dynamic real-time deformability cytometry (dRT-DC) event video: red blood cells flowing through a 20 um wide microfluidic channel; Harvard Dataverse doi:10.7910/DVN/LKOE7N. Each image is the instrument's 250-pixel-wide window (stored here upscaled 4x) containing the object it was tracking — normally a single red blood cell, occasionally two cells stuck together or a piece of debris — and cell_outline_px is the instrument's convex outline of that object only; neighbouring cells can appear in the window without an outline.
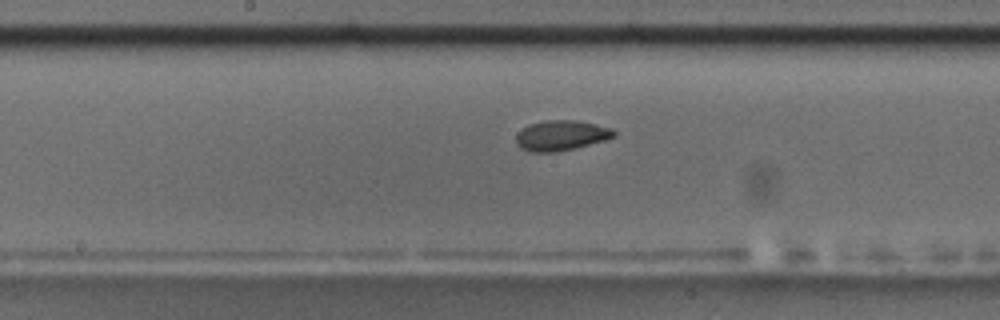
{"species": "common noctule bat (a hibernating species)", "species_latin": "Nyctalus noctula", "temperature_condition": "room temperature", "stored_images_in_passage": 37, "camera_frame_rate_fps": 3000, "um_per_image_px": 0.085, "animal": {"sex": "male", "body_mass_g": 17.5, "forearm_length_mm": 52.3}, "frame": {"image": 1, "passage_image": 16, "time_ms": 5.0, "image_size_px": [1000, 320], "cell_outline_px": [[616, 136], [604, 140], [576, 148], [556, 152], [532, 152], [520, 148], [516, 144], [516, 132], [528, 124], [544, 120], [572, 120], [596, 124], [612, 128], [616, 132]], "centroid_in_image_um": [47.66, 11.51], "position_along_channel_um": 200.5, "area_um2": 17.4}}